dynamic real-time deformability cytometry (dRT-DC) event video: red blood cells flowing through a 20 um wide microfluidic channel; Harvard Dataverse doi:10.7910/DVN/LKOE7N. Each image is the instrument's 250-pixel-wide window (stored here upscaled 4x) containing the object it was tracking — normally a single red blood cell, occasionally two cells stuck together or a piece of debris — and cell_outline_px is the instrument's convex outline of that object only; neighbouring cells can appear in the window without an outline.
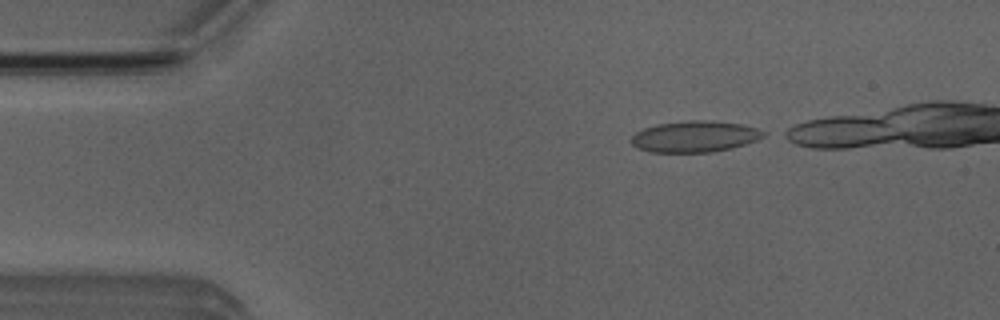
{"species": "Egyptian fruit bat (a non-hibernating species)", "species_latin": "Rousettus aegyptiacus", "temperature_condition": "room temperature", "stored_images_in_passage": 9, "camera_frame_rate_fps": 3000, "um_per_image_px": 0.085, "animal": {"sex": "male"}, "frame": {"image": 1, "passage_image": 1, "time_ms": 0.0, "image_size_px": [1000, 320], "cell_outline_px": [[768, 132], [764, 136], [756, 140], [732, 148], [712, 152], [648, 152], [636, 148], [632, 144], [632, 136], [636, 132], [644, 128], [656, 124], [688, 120], [704, 120], [740, 124], [756, 128]], "centroid_in_image_um": [59.03, 11.61], "position_along_channel_um": 26.0, "area_um2": 24.04}}